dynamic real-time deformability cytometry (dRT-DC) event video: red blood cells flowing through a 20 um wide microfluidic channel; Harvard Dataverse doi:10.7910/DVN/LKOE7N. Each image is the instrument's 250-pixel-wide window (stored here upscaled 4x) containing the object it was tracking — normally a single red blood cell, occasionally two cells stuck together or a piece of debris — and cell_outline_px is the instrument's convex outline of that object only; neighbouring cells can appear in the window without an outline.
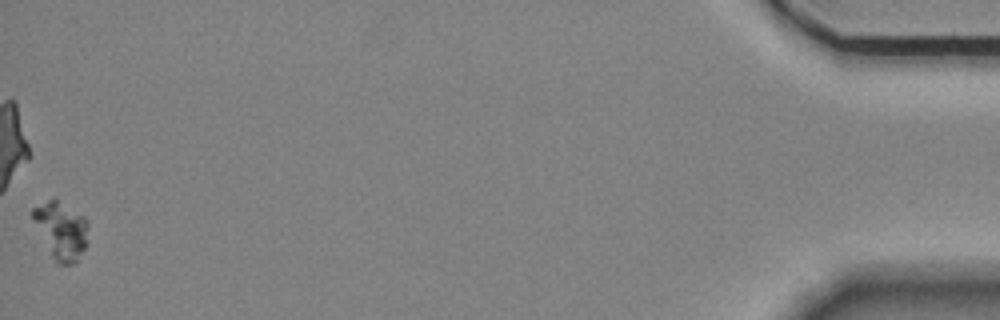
{"species": "Egyptian fruit bat (a non-hibernating species)", "species_latin": "Rousettus aegyptiacus", "temperature_condition": "room temperature", "stored_images_in_passage": 49, "camera_frame_rate_fps": 3000, "um_per_image_px": 0.085, "animal": {"sex": "female"}, "frame": {"image": 1, "passage_image": 49, "time_ms": 16.0, "image_size_px": [1000, 320], "cell_outline_px": [[88, 244], [76, 264], [56, 264], [32, 216], [32, 208], [48, 200], [56, 200], [84, 216], [88, 220]], "centroid_in_image_um": [5.27, 19.63], "position_along_channel_um": 429.9, "area_um2": 18.26}}